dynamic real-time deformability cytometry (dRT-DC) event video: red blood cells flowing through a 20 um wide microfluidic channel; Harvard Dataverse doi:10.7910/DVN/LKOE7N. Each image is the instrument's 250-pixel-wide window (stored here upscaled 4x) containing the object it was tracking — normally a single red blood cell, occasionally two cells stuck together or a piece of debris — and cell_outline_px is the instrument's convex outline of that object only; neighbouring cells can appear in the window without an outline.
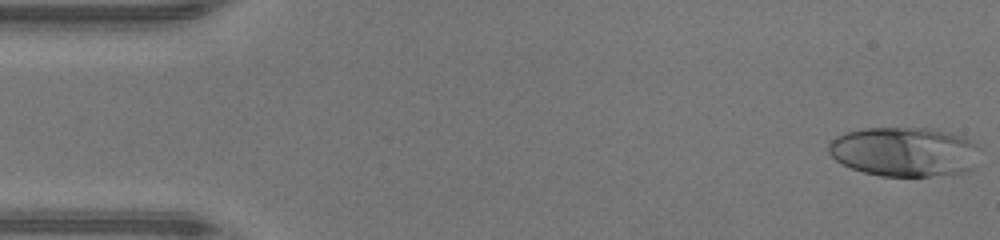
{"species": "human", "species_latin": "Homo sapiens", "temperature_condition": "warm", "stored_images_in_passage": 46, "camera_frame_rate_fps": 3000, "um_per_image_px": 0.085, "donor": {"sex": "male"}, "frame": {"image": 1, "passage_image": 1, "time_ms": 0.0, "image_size_px": [1000, 240], "cell_outline_px": [[984, 148], [972, 168], [968, 172], [932, 176], [880, 176], [864, 172], [852, 168], [836, 160], [828, 152], [828, 144], [836, 136], [844, 132], [864, 128], [924, 128], [948, 132], [960, 136]], "centroid_in_image_um": [76.9, 12.9], "position_along_channel_um": 8.1, "area_um2": 43.93}}
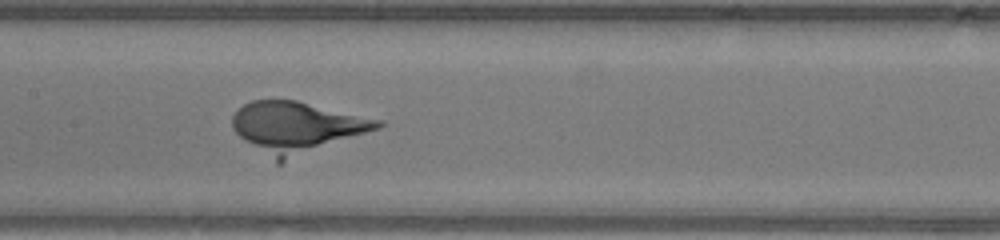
{"frame": {"image": 2, "passage_image": 22, "time_ms": 7.0, "image_size_px": [1000, 240], "cell_outline_px": [[384, 124], [380, 128], [280, 164], [276, 164], [244, 140], [232, 128], [232, 116], [244, 104], [252, 100], [296, 100], [384, 120]], "centroid_in_image_um": [25.24, 10.83], "position_along_channel_um": 182.2, "area_um2": 43.47}}
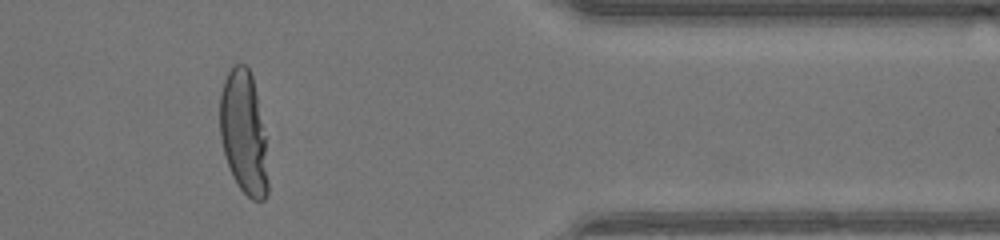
{"frame": {"image": 3, "passage_image": 38, "time_ms": 12.333, "image_size_px": [1000, 240], "cell_outline_px": [[268, 192], [264, 200], [252, 200], [240, 188], [232, 176], [224, 152], [220, 136], [220, 92], [224, 80], [228, 72], [236, 64], [244, 64], [248, 68], [252, 76], [256, 92], [264, 136], [268, 180]], "centroid_in_image_um": [20.7, 11.29], "position_along_channel_um": 390.7, "area_um2": 34.1}}